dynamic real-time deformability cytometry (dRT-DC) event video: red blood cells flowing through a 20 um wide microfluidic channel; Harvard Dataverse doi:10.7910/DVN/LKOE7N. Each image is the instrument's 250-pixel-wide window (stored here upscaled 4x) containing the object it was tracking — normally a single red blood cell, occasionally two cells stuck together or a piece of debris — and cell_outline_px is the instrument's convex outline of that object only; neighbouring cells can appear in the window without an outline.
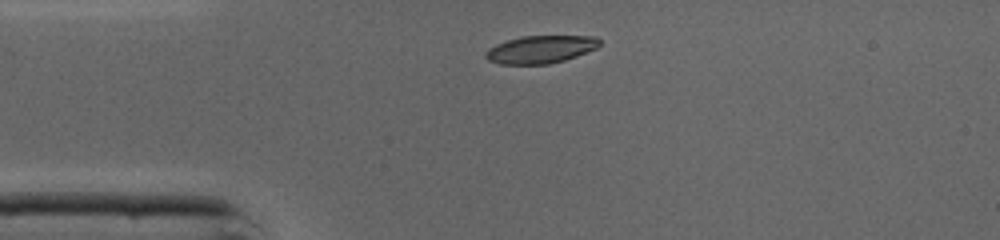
{"species": "common noctule bat (a hibernating species)", "species_latin": "Nyctalus noctula", "temperature_condition": "cold", "stored_images_in_passage": 32, "camera_frame_rate_fps": 3000, "um_per_image_px": 0.085, "animal": {"sex": "male", "body_mass_g": 19.0, "forearm_length_mm": 50.8}, "frame": {"image": 1, "passage_image": 1, "time_ms": 0.0, "image_size_px": [1000, 240], "cell_outline_px": [[600, 44], [596, 48], [576, 56], [564, 60], [548, 64], [500, 64], [488, 60], [484, 56], [484, 52], [488, 48], [496, 44], [508, 40], [524, 36], [596, 36], [600, 40]], "centroid_in_image_um": [45.92, 4.2], "position_along_channel_um": 39.1, "area_um2": 18.32}}
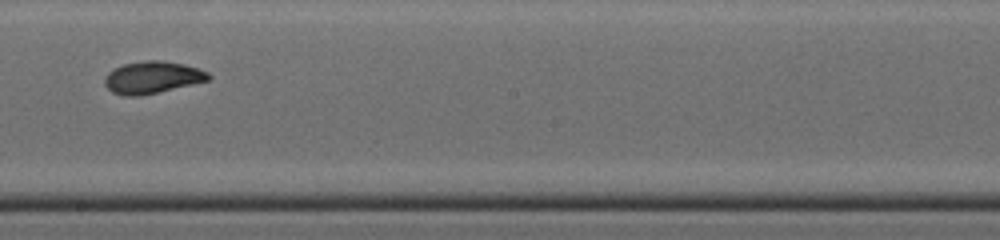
{"frame": {"image": 2, "passage_image": 16, "time_ms": 5.0, "image_size_px": [1000, 240], "cell_outline_px": [[212, 76], [208, 80], [140, 96], [128, 96], [112, 92], [104, 84], [104, 76], [108, 72], [124, 64], [144, 60], [160, 60], [184, 64], [208, 72]], "centroid_in_image_um": [12.92, 6.57], "position_along_channel_um": 235.3, "area_um2": 19.19}}
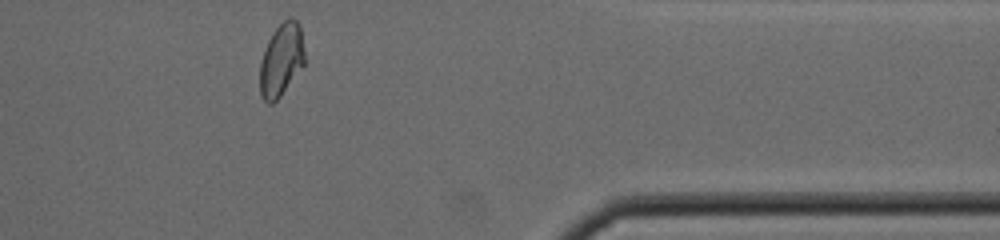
{"frame": {"image": 3, "passage_image": 28, "time_ms": 9.0, "image_size_px": [1000, 240], "cell_outline_px": [[304, 64], [280, 96], [272, 104], [268, 104], [260, 96], [260, 64], [268, 40], [272, 32], [288, 16], [296, 20], [300, 24], [304, 52]], "centroid_in_image_um": [23.9, 5.08], "position_along_channel_um": 387.5, "area_um2": 18.84}, "authors_computed_cell_mechanics": {"area_um2": 19.1607, "velocity_mm_per_s": 4.3628, "shape_relaxation_time_tau1_ms": 1.7961, "shape_relaxation_time_tau2_ms": 1.9632, "deformation_change_tau1": 0.1342, "deformation_change_tau2": 0.071}}